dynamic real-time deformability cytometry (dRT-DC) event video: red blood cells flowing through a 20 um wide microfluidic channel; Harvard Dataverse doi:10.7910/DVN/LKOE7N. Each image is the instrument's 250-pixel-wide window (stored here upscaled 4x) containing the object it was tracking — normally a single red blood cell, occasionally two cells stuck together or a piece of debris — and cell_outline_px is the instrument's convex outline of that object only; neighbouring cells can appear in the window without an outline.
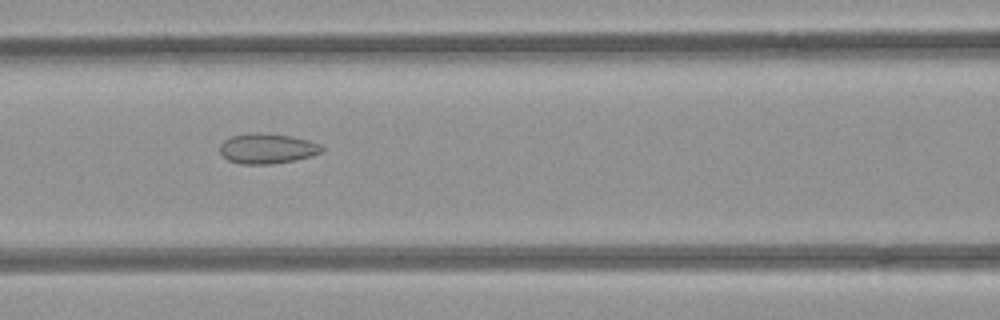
{"species": "common noctule bat (a hibernating species)", "species_latin": "Nyctalus noctula", "temperature_condition": "room temperature", "stored_images_in_passage": 40, "camera_frame_rate_fps": 3000, "um_per_image_px": 0.085, "animal": {"sex": "female", "body_mass_g": 21.9}, "frame": {"image": 1, "passage_image": 10, "time_ms": 3.0, "image_size_px": [1000, 320], "cell_outline_px": [[324, 148], [320, 152], [312, 156], [272, 164], [240, 164], [228, 160], [220, 152], [220, 144], [224, 140], [232, 136], [292, 136], [308, 140], [320, 144]], "centroid_in_image_um": [22.73, 12.68], "position_along_channel_um": 143.9, "area_um2": 16.94}}
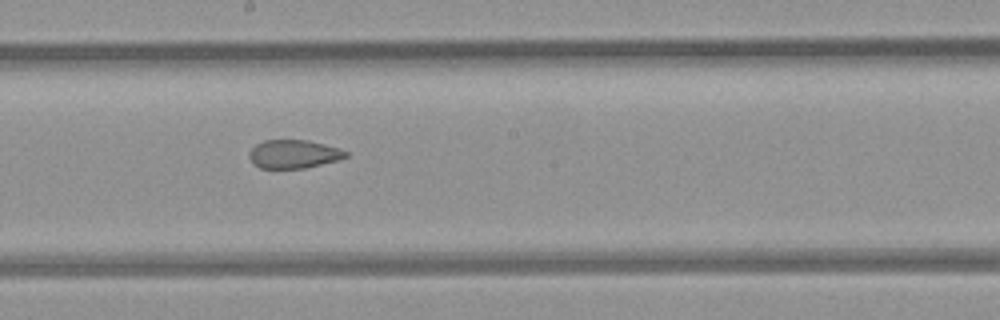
{"frame": {"image": 2, "passage_image": 16, "time_ms": 5.0, "image_size_px": [1000, 320], "cell_outline_px": [[348, 156], [340, 160], [304, 168], [260, 168], [252, 164], [248, 156], [248, 152], [256, 144], [264, 140], [308, 140], [340, 148], [348, 152]], "centroid_in_image_um": [24.96, 13.09], "position_along_channel_um": 223.2, "area_um2": 16.18}}
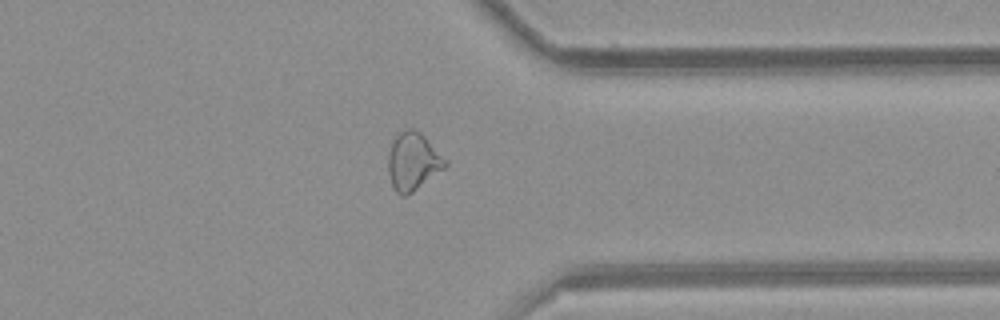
{"frame": {"image": 3, "passage_image": 28, "time_ms": 9.0, "image_size_px": [1000, 320], "cell_outline_px": [[448, 164], [444, 168], [412, 192], [404, 196], [400, 196], [392, 188], [388, 172], [388, 156], [392, 140], [404, 128], [412, 128], [420, 132], [448, 160]], "centroid_in_image_um": [35.09, 13.72], "position_along_channel_um": 376.3, "area_um2": 19.25}, "authors_computed_cell_mechanics": {"area_um2": 18.7272, "velocity_mm_per_s": 3.9791, "shape_relaxation_time_tau1_ms": null, "shape_relaxation_time_tau2_ms": 1.5307, "deformation_change_tau1": null, "deformation_change_tau2": 0.0743}}